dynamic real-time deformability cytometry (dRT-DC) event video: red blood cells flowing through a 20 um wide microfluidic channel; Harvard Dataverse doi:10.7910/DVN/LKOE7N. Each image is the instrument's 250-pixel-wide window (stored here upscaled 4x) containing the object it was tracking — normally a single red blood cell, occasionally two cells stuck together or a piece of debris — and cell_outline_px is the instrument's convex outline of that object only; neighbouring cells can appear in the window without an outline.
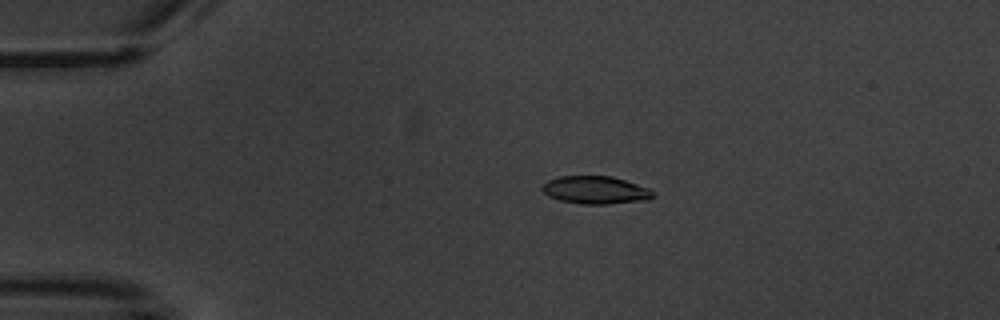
{"species": "common noctule bat (a hibernating species)", "species_latin": "Nyctalus noctula", "temperature_condition": "warm", "stored_images_in_passage": 5, "camera_frame_rate_fps": 3000, "um_per_image_px": 0.085, "animal": {"sex": "male", "body_mass_g": 20.1, "forearm_length_mm": 53.5}, "frame": {"image": 1, "passage_image": 4, "time_ms": 3.333, "image_size_px": [1000, 320], "cell_outline_px": [[656, 196], [648, 200], [608, 204], [580, 204], [560, 200], [548, 196], [540, 188], [548, 180], [560, 176], [612, 176], [648, 188], [656, 192]], "centroid_in_image_um": [50.64, 16.16], "position_along_channel_um": 34.4, "area_um2": 18.03}}